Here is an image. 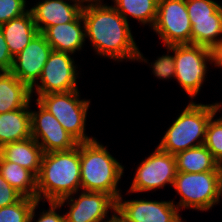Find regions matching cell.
<instances>
[{
	"mask_svg": "<svg viewBox=\"0 0 222 222\" xmlns=\"http://www.w3.org/2000/svg\"><path fill=\"white\" fill-rule=\"evenodd\" d=\"M10 54L15 57L39 33L30 11L1 25Z\"/></svg>",
	"mask_w": 222,
	"mask_h": 222,
	"instance_id": "d6986e66",
	"label": "cell"
},
{
	"mask_svg": "<svg viewBox=\"0 0 222 222\" xmlns=\"http://www.w3.org/2000/svg\"><path fill=\"white\" fill-rule=\"evenodd\" d=\"M42 0L29 11L32 14L38 32L42 33L47 27L75 21L81 14L84 4L78 0Z\"/></svg>",
	"mask_w": 222,
	"mask_h": 222,
	"instance_id": "9a60e30c",
	"label": "cell"
},
{
	"mask_svg": "<svg viewBox=\"0 0 222 222\" xmlns=\"http://www.w3.org/2000/svg\"><path fill=\"white\" fill-rule=\"evenodd\" d=\"M155 77L159 79H170L175 77V58L173 55H162L155 62L151 63Z\"/></svg>",
	"mask_w": 222,
	"mask_h": 222,
	"instance_id": "f1b7e54d",
	"label": "cell"
},
{
	"mask_svg": "<svg viewBox=\"0 0 222 222\" xmlns=\"http://www.w3.org/2000/svg\"><path fill=\"white\" fill-rule=\"evenodd\" d=\"M80 1L81 3L84 4L85 3H95V2H101V0H78Z\"/></svg>",
	"mask_w": 222,
	"mask_h": 222,
	"instance_id": "d590c367",
	"label": "cell"
},
{
	"mask_svg": "<svg viewBox=\"0 0 222 222\" xmlns=\"http://www.w3.org/2000/svg\"><path fill=\"white\" fill-rule=\"evenodd\" d=\"M152 29L165 46L191 44L192 25L186 0H158L157 16Z\"/></svg>",
	"mask_w": 222,
	"mask_h": 222,
	"instance_id": "ba28073f",
	"label": "cell"
},
{
	"mask_svg": "<svg viewBox=\"0 0 222 222\" xmlns=\"http://www.w3.org/2000/svg\"><path fill=\"white\" fill-rule=\"evenodd\" d=\"M214 117L207 125L204 146L212 153L213 158L222 164V117L215 120Z\"/></svg>",
	"mask_w": 222,
	"mask_h": 222,
	"instance_id": "484cf974",
	"label": "cell"
},
{
	"mask_svg": "<svg viewBox=\"0 0 222 222\" xmlns=\"http://www.w3.org/2000/svg\"><path fill=\"white\" fill-rule=\"evenodd\" d=\"M36 103L39 111H30L31 137L41 146L43 152L68 151L77 146L78 142L60 122L38 101Z\"/></svg>",
	"mask_w": 222,
	"mask_h": 222,
	"instance_id": "8fae6325",
	"label": "cell"
},
{
	"mask_svg": "<svg viewBox=\"0 0 222 222\" xmlns=\"http://www.w3.org/2000/svg\"><path fill=\"white\" fill-rule=\"evenodd\" d=\"M23 195L13 188L0 173V208L18 202Z\"/></svg>",
	"mask_w": 222,
	"mask_h": 222,
	"instance_id": "4dcf8cb0",
	"label": "cell"
},
{
	"mask_svg": "<svg viewBox=\"0 0 222 222\" xmlns=\"http://www.w3.org/2000/svg\"><path fill=\"white\" fill-rule=\"evenodd\" d=\"M43 150L34 138L10 142L0 148V155L6 160L17 163L21 167L39 175Z\"/></svg>",
	"mask_w": 222,
	"mask_h": 222,
	"instance_id": "e0dca14e",
	"label": "cell"
},
{
	"mask_svg": "<svg viewBox=\"0 0 222 222\" xmlns=\"http://www.w3.org/2000/svg\"><path fill=\"white\" fill-rule=\"evenodd\" d=\"M30 103L21 109L0 114V148L31 137Z\"/></svg>",
	"mask_w": 222,
	"mask_h": 222,
	"instance_id": "ffe728a7",
	"label": "cell"
},
{
	"mask_svg": "<svg viewBox=\"0 0 222 222\" xmlns=\"http://www.w3.org/2000/svg\"><path fill=\"white\" fill-rule=\"evenodd\" d=\"M32 95L31 89L11 71L0 72V114L25 108Z\"/></svg>",
	"mask_w": 222,
	"mask_h": 222,
	"instance_id": "ac0fdd59",
	"label": "cell"
},
{
	"mask_svg": "<svg viewBox=\"0 0 222 222\" xmlns=\"http://www.w3.org/2000/svg\"><path fill=\"white\" fill-rule=\"evenodd\" d=\"M117 199L116 212L127 222H172L179 216L174 201L122 200Z\"/></svg>",
	"mask_w": 222,
	"mask_h": 222,
	"instance_id": "5bb4252c",
	"label": "cell"
},
{
	"mask_svg": "<svg viewBox=\"0 0 222 222\" xmlns=\"http://www.w3.org/2000/svg\"><path fill=\"white\" fill-rule=\"evenodd\" d=\"M221 108L222 103L205 105L191 101L164 133L157 147L176 155L184 150L204 145L207 125Z\"/></svg>",
	"mask_w": 222,
	"mask_h": 222,
	"instance_id": "277c9868",
	"label": "cell"
},
{
	"mask_svg": "<svg viewBox=\"0 0 222 222\" xmlns=\"http://www.w3.org/2000/svg\"><path fill=\"white\" fill-rule=\"evenodd\" d=\"M13 65V57L3 36L0 25V71H10Z\"/></svg>",
	"mask_w": 222,
	"mask_h": 222,
	"instance_id": "1f68e13d",
	"label": "cell"
},
{
	"mask_svg": "<svg viewBox=\"0 0 222 222\" xmlns=\"http://www.w3.org/2000/svg\"><path fill=\"white\" fill-rule=\"evenodd\" d=\"M114 8L127 20L130 15L143 25L149 24L152 28L158 8V0H113Z\"/></svg>",
	"mask_w": 222,
	"mask_h": 222,
	"instance_id": "cb8c5ba5",
	"label": "cell"
},
{
	"mask_svg": "<svg viewBox=\"0 0 222 222\" xmlns=\"http://www.w3.org/2000/svg\"><path fill=\"white\" fill-rule=\"evenodd\" d=\"M52 50L45 36L39 32L20 53L13 57L10 71L31 89L38 82Z\"/></svg>",
	"mask_w": 222,
	"mask_h": 222,
	"instance_id": "4fadbf2b",
	"label": "cell"
},
{
	"mask_svg": "<svg viewBox=\"0 0 222 222\" xmlns=\"http://www.w3.org/2000/svg\"><path fill=\"white\" fill-rule=\"evenodd\" d=\"M42 34L54 51L74 54L82 49L86 41L83 16L81 14L75 21L69 23L47 27Z\"/></svg>",
	"mask_w": 222,
	"mask_h": 222,
	"instance_id": "2e32d148",
	"label": "cell"
},
{
	"mask_svg": "<svg viewBox=\"0 0 222 222\" xmlns=\"http://www.w3.org/2000/svg\"><path fill=\"white\" fill-rule=\"evenodd\" d=\"M177 171L186 173H203L219 171V163L204 146L187 149L175 155Z\"/></svg>",
	"mask_w": 222,
	"mask_h": 222,
	"instance_id": "603a6c76",
	"label": "cell"
},
{
	"mask_svg": "<svg viewBox=\"0 0 222 222\" xmlns=\"http://www.w3.org/2000/svg\"><path fill=\"white\" fill-rule=\"evenodd\" d=\"M68 202L69 209L65 222H106L103 221L111 209L116 212L117 201L103 192L82 191L78 198L68 196L58 201L62 207Z\"/></svg>",
	"mask_w": 222,
	"mask_h": 222,
	"instance_id": "7c38bea8",
	"label": "cell"
},
{
	"mask_svg": "<svg viewBox=\"0 0 222 222\" xmlns=\"http://www.w3.org/2000/svg\"><path fill=\"white\" fill-rule=\"evenodd\" d=\"M0 173L23 196L37 199V176L33 172L0 155Z\"/></svg>",
	"mask_w": 222,
	"mask_h": 222,
	"instance_id": "7402d4cb",
	"label": "cell"
},
{
	"mask_svg": "<svg viewBox=\"0 0 222 222\" xmlns=\"http://www.w3.org/2000/svg\"><path fill=\"white\" fill-rule=\"evenodd\" d=\"M106 222H127L121 215H119L117 212H114L110 219L108 218Z\"/></svg>",
	"mask_w": 222,
	"mask_h": 222,
	"instance_id": "836d02e7",
	"label": "cell"
},
{
	"mask_svg": "<svg viewBox=\"0 0 222 222\" xmlns=\"http://www.w3.org/2000/svg\"><path fill=\"white\" fill-rule=\"evenodd\" d=\"M215 54V67H222V43L214 50Z\"/></svg>",
	"mask_w": 222,
	"mask_h": 222,
	"instance_id": "d6a6232c",
	"label": "cell"
},
{
	"mask_svg": "<svg viewBox=\"0 0 222 222\" xmlns=\"http://www.w3.org/2000/svg\"><path fill=\"white\" fill-rule=\"evenodd\" d=\"M25 8L26 0H0V25L27 13Z\"/></svg>",
	"mask_w": 222,
	"mask_h": 222,
	"instance_id": "83f0119b",
	"label": "cell"
},
{
	"mask_svg": "<svg viewBox=\"0 0 222 222\" xmlns=\"http://www.w3.org/2000/svg\"><path fill=\"white\" fill-rule=\"evenodd\" d=\"M70 55V53L52 50L38 80L40 83L37 82L31 88V93L35 88L38 97L49 93L78 90L77 67Z\"/></svg>",
	"mask_w": 222,
	"mask_h": 222,
	"instance_id": "30bf717a",
	"label": "cell"
},
{
	"mask_svg": "<svg viewBox=\"0 0 222 222\" xmlns=\"http://www.w3.org/2000/svg\"><path fill=\"white\" fill-rule=\"evenodd\" d=\"M80 190V143L68 151L44 153L37 176V200L58 202Z\"/></svg>",
	"mask_w": 222,
	"mask_h": 222,
	"instance_id": "7a4b0ae2",
	"label": "cell"
},
{
	"mask_svg": "<svg viewBox=\"0 0 222 222\" xmlns=\"http://www.w3.org/2000/svg\"><path fill=\"white\" fill-rule=\"evenodd\" d=\"M176 174L175 155L164 152L157 147L137 167L128 193L147 192L156 190V188L162 189L166 184L173 187Z\"/></svg>",
	"mask_w": 222,
	"mask_h": 222,
	"instance_id": "9c48e42d",
	"label": "cell"
},
{
	"mask_svg": "<svg viewBox=\"0 0 222 222\" xmlns=\"http://www.w3.org/2000/svg\"><path fill=\"white\" fill-rule=\"evenodd\" d=\"M79 96V90H74L41 95L36 101L48 110L78 143H82L95 138L85 134L90 100H80Z\"/></svg>",
	"mask_w": 222,
	"mask_h": 222,
	"instance_id": "8992f818",
	"label": "cell"
},
{
	"mask_svg": "<svg viewBox=\"0 0 222 222\" xmlns=\"http://www.w3.org/2000/svg\"><path fill=\"white\" fill-rule=\"evenodd\" d=\"M124 166L97 139L80 143L81 191L103 192L116 201Z\"/></svg>",
	"mask_w": 222,
	"mask_h": 222,
	"instance_id": "3957f363",
	"label": "cell"
},
{
	"mask_svg": "<svg viewBox=\"0 0 222 222\" xmlns=\"http://www.w3.org/2000/svg\"><path fill=\"white\" fill-rule=\"evenodd\" d=\"M219 196H222V164L219 165Z\"/></svg>",
	"mask_w": 222,
	"mask_h": 222,
	"instance_id": "e575fe53",
	"label": "cell"
},
{
	"mask_svg": "<svg viewBox=\"0 0 222 222\" xmlns=\"http://www.w3.org/2000/svg\"><path fill=\"white\" fill-rule=\"evenodd\" d=\"M166 47L170 52H174V79H177L189 97L194 99L206 79L207 61L215 65L214 51L195 44H175Z\"/></svg>",
	"mask_w": 222,
	"mask_h": 222,
	"instance_id": "5b68a950",
	"label": "cell"
},
{
	"mask_svg": "<svg viewBox=\"0 0 222 222\" xmlns=\"http://www.w3.org/2000/svg\"><path fill=\"white\" fill-rule=\"evenodd\" d=\"M36 201L37 199L23 196L18 202L0 208V222H29Z\"/></svg>",
	"mask_w": 222,
	"mask_h": 222,
	"instance_id": "d4e9b609",
	"label": "cell"
},
{
	"mask_svg": "<svg viewBox=\"0 0 222 222\" xmlns=\"http://www.w3.org/2000/svg\"><path fill=\"white\" fill-rule=\"evenodd\" d=\"M173 187L180 195L178 205L176 204L179 211L180 207L207 211L220 201L219 171L203 173L177 171Z\"/></svg>",
	"mask_w": 222,
	"mask_h": 222,
	"instance_id": "52a82bcc",
	"label": "cell"
},
{
	"mask_svg": "<svg viewBox=\"0 0 222 222\" xmlns=\"http://www.w3.org/2000/svg\"><path fill=\"white\" fill-rule=\"evenodd\" d=\"M220 6L214 0H186L190 20L213 19V13Z\"/></svg>",
	"mask_w": 222,
	"mask_h": 222,
	"instance_id": "4316f807",
	"label": "cell"
},
{
	"mask_svg": "<svg viewBox=\"0 0 222 222\" xmlns=\"http://www.w3.org/2000/svg\"><path fill=\"white\" fill-rule=\"evenodd\" d=\"M192 25L191 44L205 46L213 51L222 43V6L214 13L213 19L190 20Z\"/></svg>",
	"mask_w": 222,
	"mask_h": 222,
	"instance_id": "44dd1931",
	"label": "cell"
},
{
	"mask_svg": "<svg viewBox=\"0 0 222 222\" xmlns=\"http://www.w3.org/2000/svg\"><path fill=\"white\" fill-rule=\"evenodd\" d=\"M82 16L85 38L96 53L115 61L147 60L139 51L127 20L113 7L102 2L84 4Z\"/></svg>",
	"mask_w": 222,
	"mask_h": 222,
	"instance_id": "6da1fadb",
	"label": "cell"
},
{
	"mask_svg": "<svg viewBox=\"0 0 222 222\" xmlns=\"http://www.w3.org/2000/svg\"><path fill=\"white\" fill-rule=\"evenodd\" d=\"M181 216L179 215L177 218H175L172 222H183Z\"/></svg>",
	"mask_w": 222,
	"mask_h": 222,
	"instance_id": "8d00e7d4",
	"label": "cell"
},
{
	"mask_svg": "<svg viewBox=\"0 0 222 222\" xmlns=\"http://www.w3.org/2000/svg\"><path fill=\"white\" fill-rule=\"evenodd\" d=\"M39 202L40 201L38 200L35 202L29 216V222H32L35 219V210L37 209L38 204H40ZM49 205V210H43V212H40V217L36 220V222H65V215H59L56 211L57 208H61L58 202H49Z\"/></svg>",
	"mask_w": 222,
	"mask_h": 222,
	"instance_id": "f546056e",
	"label": "cell"
}]
</instances>
